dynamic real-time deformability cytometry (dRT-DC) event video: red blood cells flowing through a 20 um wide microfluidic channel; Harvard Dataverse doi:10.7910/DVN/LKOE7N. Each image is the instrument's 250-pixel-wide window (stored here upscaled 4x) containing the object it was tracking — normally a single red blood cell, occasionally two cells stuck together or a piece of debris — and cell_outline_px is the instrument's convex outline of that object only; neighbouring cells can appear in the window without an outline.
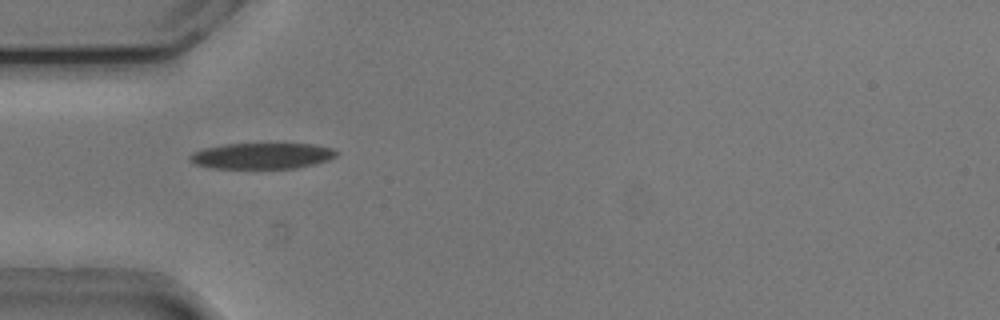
{"species": "common noctule bat (a hibernating species)", "species_latin": "Nyctalus noctula", "temperature_condition": "cold", "stored_images_in_passage": 38, "camera_frame_rate_fps": 3000, "um_per_image_px": 0.085, "animal": {"sex": "male", "body_mass_g": 20.5, "forearm_length_mm": 52.5}, "frame": {"image": 1, "passage_image": 9, "time_ms": 2.667, "image_size_px": [1000, 320], "cell_outline_px": [[340, 152], [336, 156], [328, 160], [296, 168], [208, 168], [196, 164], [188, 160], [188, 156], [192, 152], [204, 148], [224, 144], [312, 144], [332, 148]], "centroid_in_image_um": [22.23, 13.25], "position_along_channel_um": 62.8, "area_um2": 22.2}}
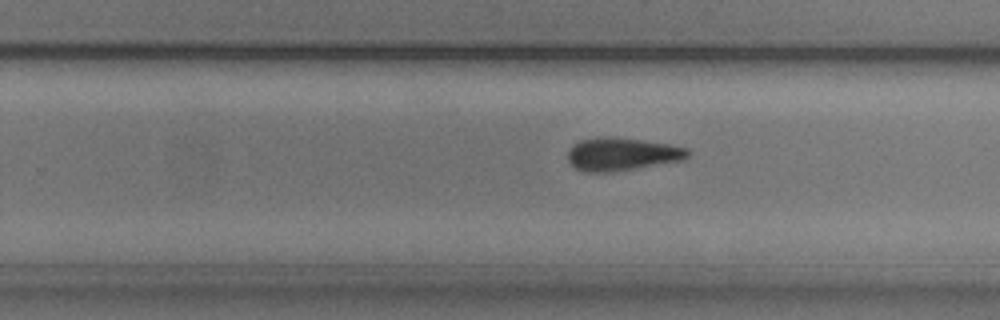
{"frame": {"image": 2, "passage_image": 26, "time_ms": 8.333, "image_size_px": [1000, 320], "cell_outline_px": [[692, 152], [684, 160], [608, 172], [584, 172], [576, 168], [568, 160], [568, 152], [572, 144], [580, 140], [600, 136], [612, 136], [668, 144], [688, 148]], "centroid_in_image_um": [52.85, 13.08], "position_along_channel_um": 276.9, "area_um2": 23.0}}
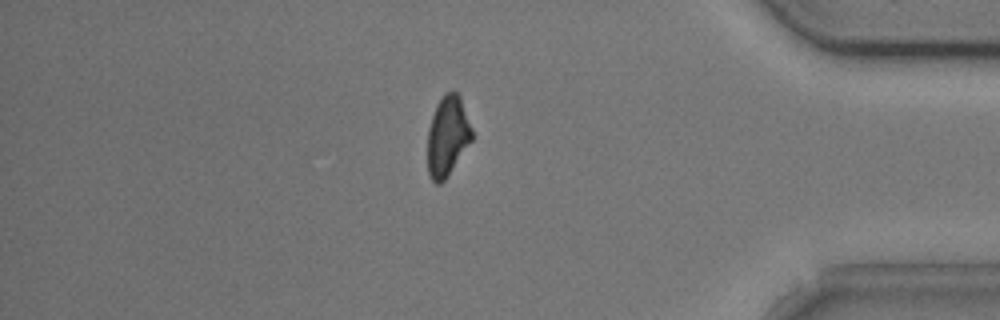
{"frame": {"image": 3, "passage_image": 38, "time_ms": 12.333, "image_size_px": [1000, 320], "cell_outline_px": [[472, 140], [444, 180], [440, 184], [436, 184], [432, 180], [428, 172], [428, 128], [436, 104], [444, 92], [456, 92], [460, 96], [472, 128]], "centroid_in_image_um": [38.03, 11.54], "position_along_channel_um": 397.2, "area_um2": 20.52}, "authors_computed_cell_mechanics": {"area_um2": 22.9466, "velocity_mm_per_s": 3.7966, "shape_relaxation_time_tau1_ms": 5.7119, "shape_relaxation_time_tau2_ms": null, "deformation_change_tau1": 0.1424, "deformation_change_tau2": null}}